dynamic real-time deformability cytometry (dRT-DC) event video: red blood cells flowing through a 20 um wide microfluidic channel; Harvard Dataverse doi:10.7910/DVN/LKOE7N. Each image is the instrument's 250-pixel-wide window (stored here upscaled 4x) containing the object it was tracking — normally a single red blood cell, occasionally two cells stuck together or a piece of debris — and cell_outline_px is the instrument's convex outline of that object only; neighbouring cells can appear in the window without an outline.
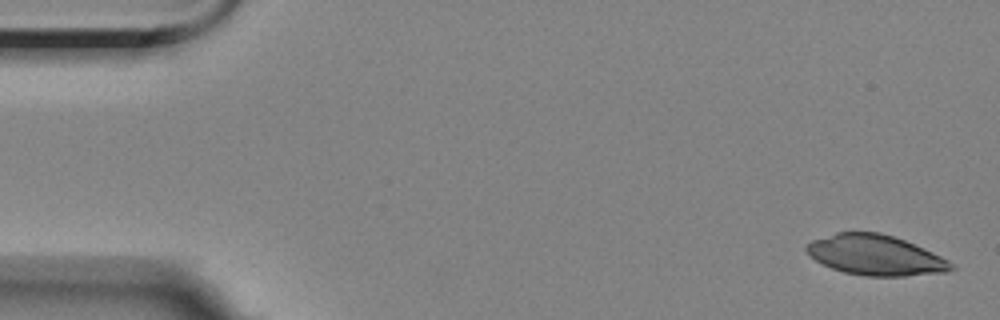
{"species": "Egyptian fruit bat (a non-hibernating species)", "species_latin": "Rousettus aegyptiacus", "temperature_condition": "room temperature", "stored_images_in_passage": 6, "camera_frame_rate_fps": 3000, "um_per_image_px": 0.085, "animal": {"sex": "female"}, "frame": {"image": 1, "passage_image": 1, "time_ms": 0.0, "image_size_px": [1000, 320], "cell_outline_px": [[956, 268], [948, 272], [904, 276], [864, 276], [844, 272], [832, 268], [816, 260], [804, 248], [812, 240], [836, 232], [880, 232], [904, 240], [932, 252], [956, 264]], "centroid_in_image_um": [74.45, 21.69], "position_along_channel_um": 10.6, "area_um2": 33.81}}